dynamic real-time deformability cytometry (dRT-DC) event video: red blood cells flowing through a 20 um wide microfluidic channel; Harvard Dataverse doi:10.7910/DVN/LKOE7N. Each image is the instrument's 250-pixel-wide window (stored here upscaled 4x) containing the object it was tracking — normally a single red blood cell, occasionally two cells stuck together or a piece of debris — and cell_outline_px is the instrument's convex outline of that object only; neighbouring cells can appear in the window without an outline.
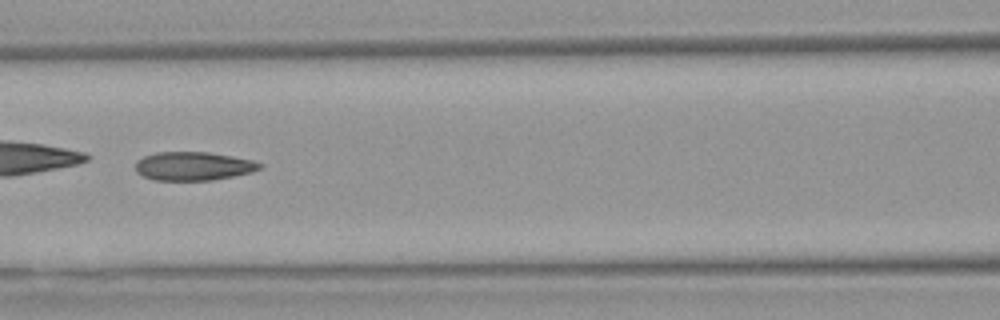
{"species": "Egyptian fruit bat (a non-hibernating species)", "species_latin": "Rousettus aegyptiacus", "temperature_condition": "warm", "stored_images_in_passage": 51, "camera_frame_rate_fps": 3000, "um_per_image_px": 0.085, "animal": {"sex": "female"}, "frame": {"image": 1, "passage_image": 22, "time_ms": 7.0, "image_size_px": [1000, 320], "cell_outline_px": [[264, 164], [260, 168], [252, 172], [212, 180], [152, 180], [136, 172], [136, 160], [144, 156], [156, 152], [208, 152], [232, 156], [252, 160]], "centroid_in_image_um": [16.42, 14.12], "position_along_channel_um": 150.2, "area_um2": 20.69}, "authors_computed_cell_mechanics": {"area_um2": 23.2356, "velocity_mm_per_s": 3.8431, "shape_relaxation_time_tau1_ms": null, "shape_relaxation_time_tau2_ms": 3.8827, "deformation_change_tau1": null, "deformation_change_tau2": 0.1325}}